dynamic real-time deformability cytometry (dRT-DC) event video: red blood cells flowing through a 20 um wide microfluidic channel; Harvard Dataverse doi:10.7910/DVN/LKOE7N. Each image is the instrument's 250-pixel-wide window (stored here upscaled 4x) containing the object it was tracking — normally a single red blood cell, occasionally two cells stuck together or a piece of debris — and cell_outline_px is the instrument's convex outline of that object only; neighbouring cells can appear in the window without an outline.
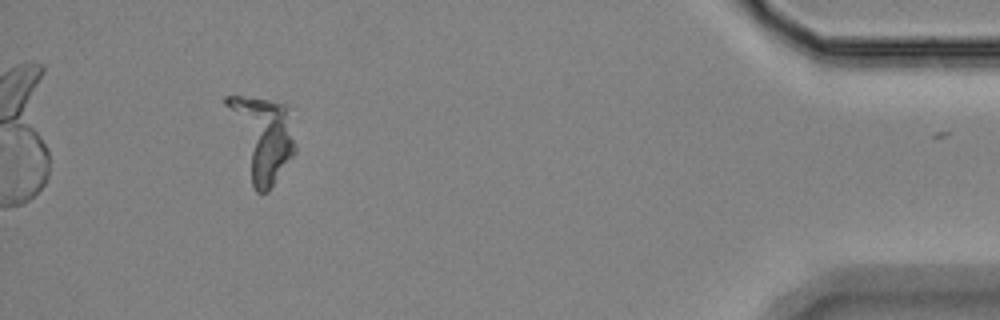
{"species": "Egyptian fruit bat (a non-hibernating species)", "species_latin": "Rousettus aegyptiacus", "temperature_condition": "room temperature", "stored_images_in_passage": 37, "camera_frame_rate_fps": 3000, "um_per_image_px": 0.085, "animal": {"sex": "female"}, "frame": {"image": 1, "passage_image": 36, "time_ms": 11.667, "image_size_px": [1000, 320], "cell_outline_px": [[296, 152], [268, 192], [256, 192], [252, 184], [224, 104], [224, 96], [240, 96], [268, 100], [284, 104], [288, 108], [296, 144]], "centroid_in_image_um": [22.28, 11.7], "position_along_channel_um": 412.9, "area_um2": 32.95}, "authors_computed_cell_mechanics": {"area_um2": 16.8776, "velocity_mm_per_s": 3.5114, "shape_relaxation_time_tau1_ms": 7.9729, "shape_relaxation_time_tau2_ms": null, "deformation_change_tau1": 0.2078, "deformation_change_tau2": null}}